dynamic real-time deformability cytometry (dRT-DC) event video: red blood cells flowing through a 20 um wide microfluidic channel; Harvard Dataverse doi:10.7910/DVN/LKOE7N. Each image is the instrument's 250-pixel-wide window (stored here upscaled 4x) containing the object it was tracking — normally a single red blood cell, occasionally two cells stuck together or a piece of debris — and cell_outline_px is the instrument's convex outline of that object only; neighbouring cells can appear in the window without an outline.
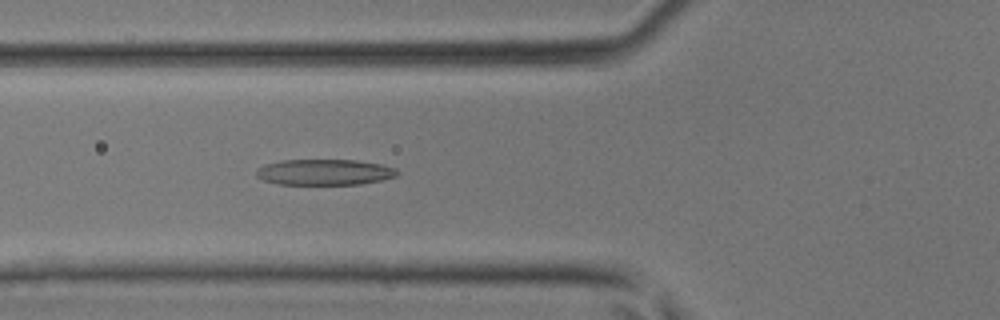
{"species": "common noctule bat (a hibernating species)", "species_latin": "Nyctalus noctula", "temperature_condition": "room temperature", "stored_images_in_passage": 38, "camera_frame_rate_fps": 3000, "um_per_image_px": 0.085, "animal": {"sex": "male", "body_mass_g": 17.9, "forearm_length_mm": 54.2}, "frame": {"image": 1, "passage_image": 10, "time_ms": 3.0, "image_size_px": [1000, 320], "cell_outline_px": [[400, 172], [396, 176], [380, 180], [360, 184], [280, 184], [264, 180], [256, 176], [256, 168], [264, 164], [280, 160], [356, 160], [380, 164], [396, 168]], "centroid_in_image_um": [27.56, 14.62], "position_along_channel_um": 98.2, "area_um2": 21.21}}
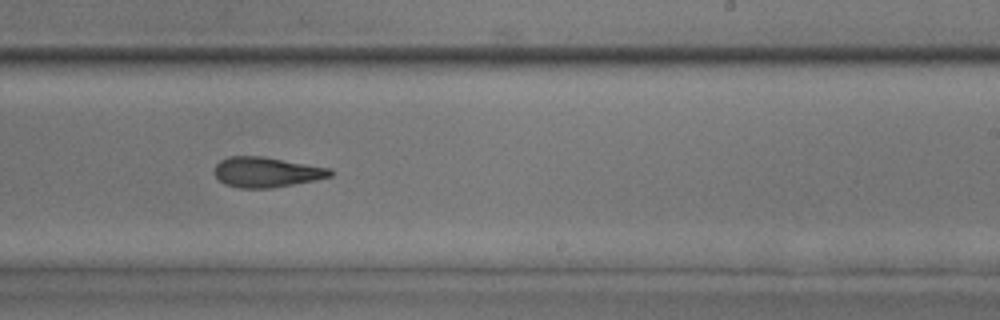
{"frame": {"image": 2, "passage_image": 21, "time_ms": 6.667, "image_size_px": [1000, 320], "cell_outline_px": [[332, 176], [316, 180], [272, 188], [240, 188], [224, 184], [212, 172], [216, 164], [220, 160], [228, 156], [264, 156], [328, 168], [332, 172]], "centroid_in_image_um": [22.6, 14.63], "position_along_channel_um": 266.4, "area_um2": 20.4}}
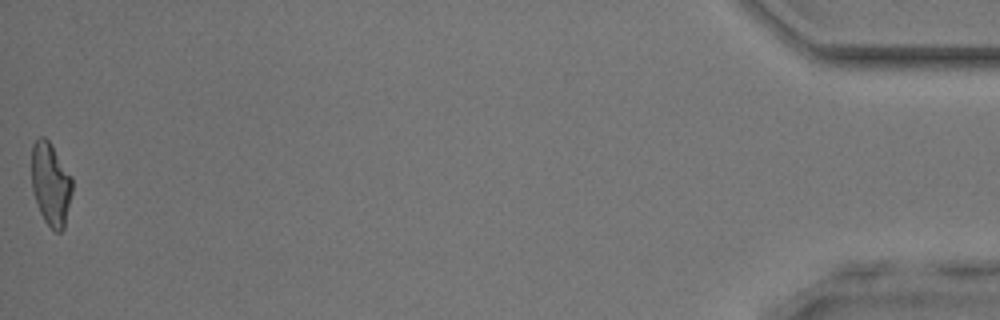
{"frame": {"image": 3, "passage_image": 38, "time_ms": 12.333, "image_size_px": [1000, 320], "cell_outline_px": [[72, 192], [64, 228], [60, 232], [56, 232], [44, 220], [40, 212], [32, 188], [32, 144], [40, 136], [44, 136], [48, 140], [72, 176]], "centroid_in_image_um": [4.32, 15.64], "position_along_channel_um": 430.9, "area_um2": 19.48}}